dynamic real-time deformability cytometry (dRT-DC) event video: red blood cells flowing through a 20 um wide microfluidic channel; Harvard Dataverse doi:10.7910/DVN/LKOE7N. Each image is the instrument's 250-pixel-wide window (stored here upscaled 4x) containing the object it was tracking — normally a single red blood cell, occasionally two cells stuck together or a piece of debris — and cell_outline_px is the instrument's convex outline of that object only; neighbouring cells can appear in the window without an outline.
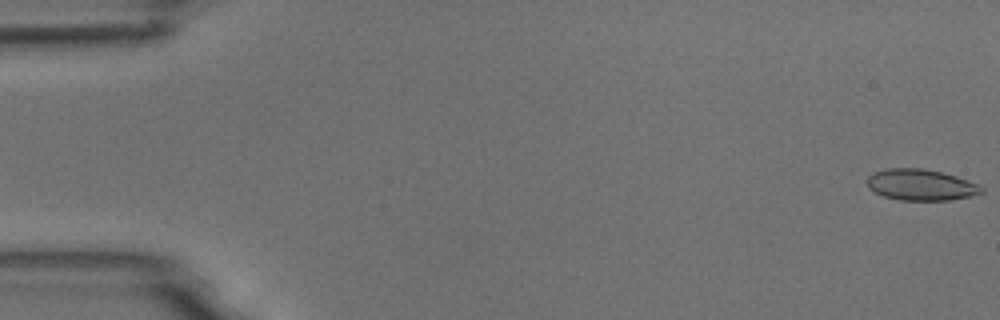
{"species": "common noctule bat (a hibernating species)", "species_latin": "Nyctalus noctula", "temperature_condition": "room temperature", "stored_images_in_passage": 14, "camera_frame_rate_fps": 3000, "um_per_image_px": 0.085, "animal": {"sex": "male", "body_mass_g": 18.8}, "frame": {"image": 1, "passage_image": 1, "time_ms": 0.0, "image_size_px": [1000, 320], "cell_outline_px": [[984, 192], [968, 196], [948, 200], [900, 200], [884, 196], [868, 188], [868, 176], [872, 172], [888, 168], [920, 168], [940, 172], [956, 176], [980, 184], [984, 188]], "centroid_in_image_um": [78.28, 15.7], "position_along_channel_um": 6.7, "area_um2": 20.69}}
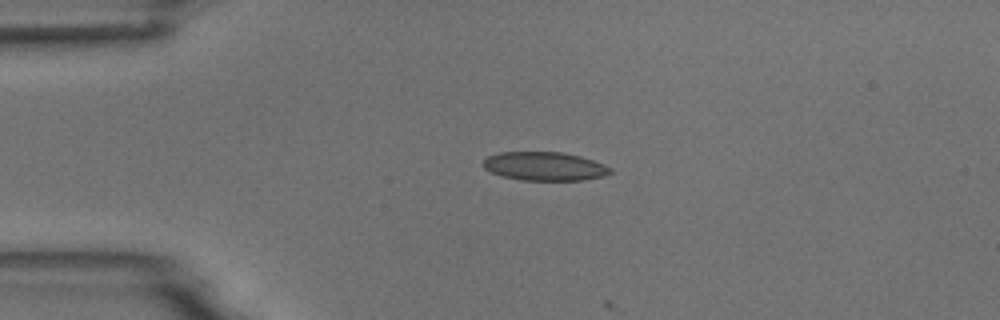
{"frame": {"image": 2, "passage_image": 13, "time_ms": 4.0, "image_size_px": [1000, 320], "cell_outline_px": [[612, 172], [604, 176], [584, 180], [520, 180], [504, 176], [492, 172], [484, 168], [480, 164], [488, 156], [500, 152], [560, 152], [580, 156], [604, 164], [612, 168]], "centroid_in_image_um": [46.29, 14.13], "position_along_channel_um": 38.7, "area_um2": 21.21}}